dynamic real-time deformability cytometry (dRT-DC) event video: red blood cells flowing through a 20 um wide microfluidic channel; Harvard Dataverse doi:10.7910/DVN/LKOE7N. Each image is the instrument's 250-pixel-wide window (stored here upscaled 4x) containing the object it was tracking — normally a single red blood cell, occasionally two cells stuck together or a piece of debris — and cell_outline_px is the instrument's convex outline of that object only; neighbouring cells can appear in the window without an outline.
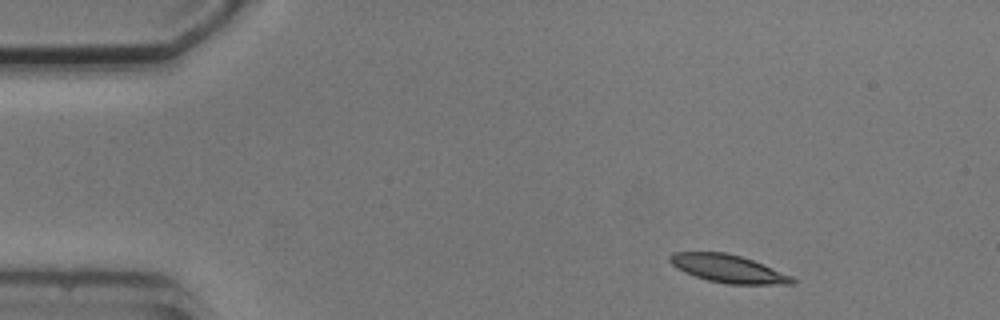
{"species": "common noctule bat (a hibernating species)", "species_latin": "Nyctalus noctula", "temperature_condition": "cold", "stored_images_in_passage": 4, "camera_frame_rate_fps": 3000, "um_per_image_px": 0.085, "animal": {"sex": "male", "body_mass_g": 20.5, "forearm_length_mm": 52.5}, "frame": {"image": 1, "passage_image": 1, "time_ms": 0.0, "image_size_px": [1000, 320], "cell_outline_px": [[796, 284], [728, 284], [708, 280], [684, 272], [676, 268], [668, 260], [668, 256], [676, 252], [724, 252], [740, 256], [752, 260], [792, 276], [796, 280]], "centroid_in_image_um": [61.88, 22.84], "position_along_channel_um": 23.1, "area_um2": 19.71}}
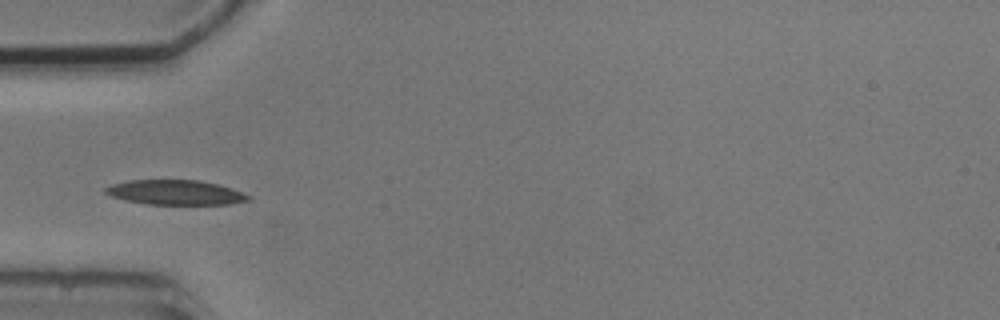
{"frame": {"image": 2, "passage_image": 4, "time_ms": 3.333, "image_size_px": [1000, 320], "cell_outline_px": [[252, 200], [228, 204], [144, 204], [112, 196], [104, 192], [104, 188], [112, 184], [128, 180], [200, 180], [232, 188], [252, 196]], "centroid_in_image_um": [14.94, 16.35], "position_along_channel_um": 70.1, "area_um2": 20.58}}